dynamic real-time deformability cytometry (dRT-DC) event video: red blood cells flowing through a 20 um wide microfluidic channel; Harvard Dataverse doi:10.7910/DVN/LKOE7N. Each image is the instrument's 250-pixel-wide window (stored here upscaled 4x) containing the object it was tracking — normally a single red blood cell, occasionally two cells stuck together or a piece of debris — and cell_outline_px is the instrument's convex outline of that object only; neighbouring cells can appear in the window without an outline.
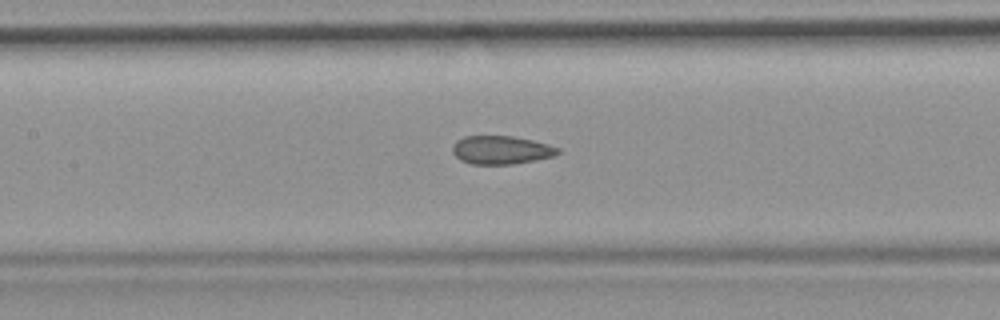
{"species": "common noctule bat (a hibernating species)", "species_latin": "Nyctalus noctula", "temperature_condition": "room temperature", "stored_images_in_passage": 41, "camera_frame_rate_fps": 3000, "um_per_image_px": 0.085, "animal": {"sex": "female", "body_mass_g": 19.9}, "frame": {"image": 1, "passage_image": 24, "time_ms": 7.667, "image_size_px": [1000, 320], "cell_outline_px": [[560, 152], [556, 156], [536, 160], [512, 164], [472, 164], [460, 160], [452, 152], [452, 144], [456, 140], [464, 136], [512, 136], [532, 140], [548, 144], [560, 148]], "centroid_in_image_um": [42.6, 12.75], "position_along_channel_um": 164.8, "area_um2": 17.57}}